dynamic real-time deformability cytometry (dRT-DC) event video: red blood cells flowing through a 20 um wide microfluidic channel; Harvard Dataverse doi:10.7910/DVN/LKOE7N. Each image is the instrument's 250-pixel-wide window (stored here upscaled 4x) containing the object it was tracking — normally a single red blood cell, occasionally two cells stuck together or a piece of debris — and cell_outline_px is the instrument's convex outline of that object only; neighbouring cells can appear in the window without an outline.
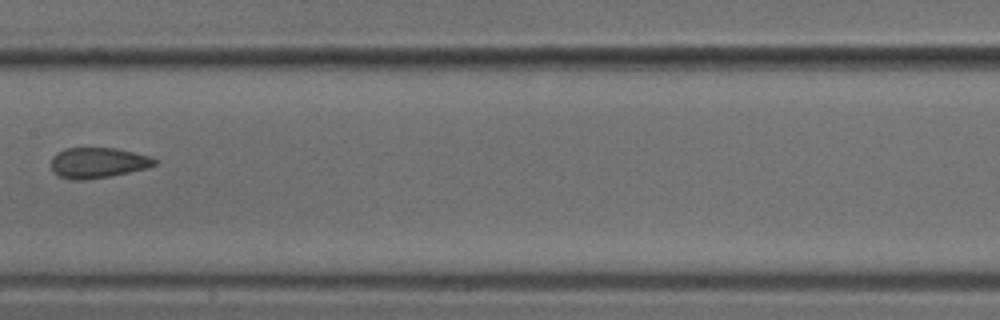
{"species": "common noctule bat (a hibernating species)", "species_latin": "Nyctalus noctula", "temperature_condition": "cold", "stored_images_in_passage": 5, "camera_frame_rate_fps": 3000, "um_per_image_px": 0.085, "animal": {"sex": "male", "body_mass_g": 18.8}, "frame": {"image": 1, "passage_image": 4, "time_ms": 1.0, "image_size_px": [1000, 320], "cell_outline_px": [[156, 164], [148, 168], [112, 176], [84, 180], [72, 180], [60, 176], [52, 172], [52, 156], [56, 152], [64, 148], [116, 148], [152, 156], [156, 160]], "centroid_in_image_um": [8.32, 13.83], "position_along_channel_um": 199.1, "area_um2": 18.61}}
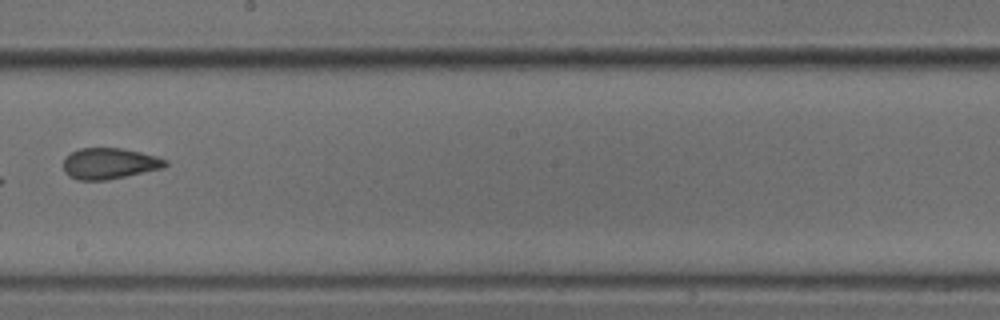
{"frame": {"image": 2, "passage_image": 5, "time_ms": 1.333, "image_size_px": [1000, 320], "cell_outline_px": [[168, 164], [164, 168], [108, 180], [76, 180], [68, 176], [64, 172], [64, 156], [80, 148], [120, 148], [140, 152], [156, 156], [168, 160]], "centroid_in_image_um": [9.29, 13.9], "position_along_channel_um": 238.9, "area_um2": 18.61}}